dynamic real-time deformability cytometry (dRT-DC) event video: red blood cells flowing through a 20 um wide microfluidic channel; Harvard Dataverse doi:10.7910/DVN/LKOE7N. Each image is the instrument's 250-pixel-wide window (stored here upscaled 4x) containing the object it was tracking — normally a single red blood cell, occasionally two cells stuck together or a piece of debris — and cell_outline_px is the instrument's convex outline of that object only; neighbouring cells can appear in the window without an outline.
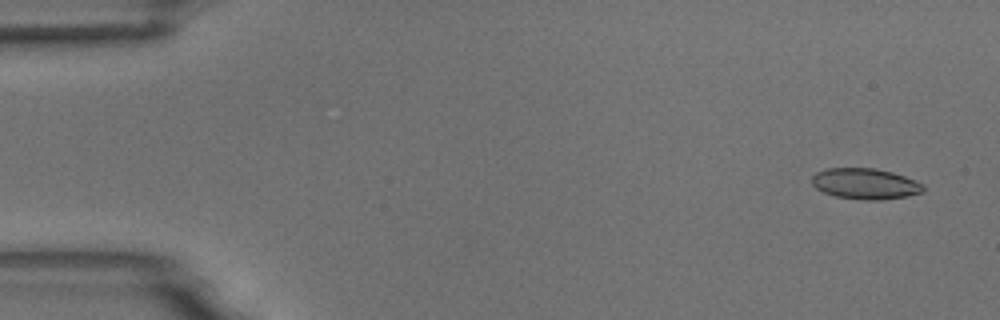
{"species": "common noctule bat (a hibernating species)", "species_latin": "Nyctalus noctula", "temperature_condition": "room temperature", "stored_images_in_passage": 6, "segment_of_instrument_passage": [2, 2], "camera_frame_rate_fps": 3000, "um_per_image_px": 0.085, "animal": {"sex": "male", "body_mass_g": 18.8}, "frame": {"image": 1, "passage_image": 6, "time_ms": 1.667, "image_size_px": [1000, 320], "cell_outline_px": [[924, 192], [908, 196], [880, 200], [864, 200], [836, 196], [824, 192], [816, 188], [812, 184], [812, 176], [816, 172], [824, 168], [876, 168], [892, 172], [904, 176], [924, 184]], "centroid_in_image_um": [73.55, 15.61], "position_along_channel_um": 11.4, "area_um2": 20.11}}